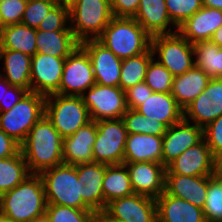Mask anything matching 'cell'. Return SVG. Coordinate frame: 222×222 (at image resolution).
<instances>
[{
	"label": "cell",
	"mask_w": 222,
	"mask_h": 222,
	"mask_svg": "<svg viewBox=\"0 0 222 222\" xmlns=\"http://www.w3.org/2000/svg\"><path fill=\"white\" fill-rule=\"evenodd\" d=\"M20 151L31 174L63 163V138L44 115L20 144Z\"/></svg>",
	"instance_id": "cell-1"
},
{
	"label": "cell",
	"mask_w": 222,
	"mask_h": 222,
	"mask_svg": "<svg viewBox=\"0 0 222 222\" xmlns=\"http://www.w3.org/2000/svg\"><path fill=\"white\" fill-rule=\"evenodd\" d=\"M46 198L43 180L31 174L19 185L0 195V214L13 222H33L45 216Z\"/></svg>",
	"instance_id": "cell-2"
},
{
	"label": "cell",
	"mask_w": 222,
	"mask_h": 222,
	"mask_svg": "<svg viewBox=\"0 0 222 222\" xmlns=\"http://www.w3.org/2000/svg\"><path fill=\"white\" fill-rule=\"evenodd\" d=\"M97 40L122 60L151 47V36L134 18L113 17Z\"/></svg>",
	"instance_id": "cell-3"
},
{
	"label": "cell",
	"mask_w": 222,
	"mask_h": 222,
	"mask_svg": "<svg viewBox=\"0 0 222 222\" xmlns=\"http://www.w3.org/2000/svg\"><path fill=\"white\" fill-rule=\"evenodd\" d=\"M39 175L43 180L47 204L90 209L83 202L84 184L78 181L76 165L62 163Z\"/></svg>",
	"instance_id": "cell-4"
},
{
	"label": "cell",
	"mask_w": 222,
	"mask_h": 222,
	"mask_svg": "<svg viewBox=\"0 0 222 222\" xmlns=\"http://www.w3.org/2000/svg\"><path fill=\"white\" fill-rule=\"evenodd\" d=\"M112 18L110 0H73L69 4L70 29L80 43L97 39Z\"/></svg>",
	"instance_id": "cell-5"
},
{
	"label": "cell",
	"mask_w": 222,
	"mask_h": 222,
	"mask_svg": "<svg viewBox=\"0 0 222 222\" xmlns=\"http://www.w3.org/2000/svg\"><path fill=\"white\" fill-rule=\"evenodd\" d=\"M45 115L62 138L73 135L91 121L81 96L52 94L46 96Z\"/></svg>",
	"instance_id": "cell-6"
},
{
	"label": "cell",
	"mask_w": 222,
	"mask_h": 222,
	"mask_svg": "<svg viewBox=\"0 0 222 222\" xmlns=\"http://www.w3.org/2000/svg\"><path fill=\"white\" fill-rule=\"evenodd\" d=\"M46 97L27 92L10 110L0 112V129L21 144L45 115Z\"/></svg>",
	"instance_id": "cell-7"
},
{
	"label": "cell",
	"mask_w": 222,
	"mask_h": 222,
	"mask_svg": "<svg viewBox=\"0 0 222 222\" xmlns=\"http://www.w3.org/2000/svg\"><path fill=\"white\" fill-rule=\"evenodd\" d=\"M151 50L154 58L174 77L186 73L195 66L193 44L178 31L151 37Z\"/></svg>",
	"instance_id": "cell-8"
},
{
	"label": "cell",
	"mask_w": 222,
	"mask_h": 222,
	"mask_svg": "<svg viewBox=\"0 0 222 222\" xmlns=\"http://www.w3.org/2000/svg\"><path fill=\"white\" fill-rule=\"evenodd\" d=\"M93 160L105 165L123 164L127 130L122 119L96 121Z\"/></svg>",
	"instance_id": "cell-9"
},
{
	"label": "cell",
	"mask_w": 222,
	"mask_h": 222,
	"mask_svg": "<svg viewBox=\"0 0 222 222\" xmlns=\"http://www.w3.org/2000/svg\"><path fill=\"white\" fill-rule=\"evenodd\" d=\"M91 120L122 119L128 110L126 94L119 86L95 83L81 95Z\"/></svg>",
	"instance_id": "cell-10"
},
{
	"label": "cell",
	"mask_w": 222,
	"mask_h": 222,
	"mask_svg": "<svg viewBox=\"0 0 222 222\" xmlns=\"http://www.w3.org/2000/svg\"><path fill=\"white\" fill-rule=\"evenodd\" d=\"M101 215L108 222H156V201L152 197L133 193L107 203Z\"/></svg>",
	"instance_id": "cell-11"
},
{
	"label": "cell",
	"mask_w": 222,
	"mask_h": 222,
	"mask_svg": "<svg viewBox=\"0 0 222 222\" xmlns=\"http://www.w3.org/2000/svg\"><path fill=\"white\" fill-rule=\"evenodd\" d=\"M95 84L93 67L88 53L79 45L66 57L59 94L81 96Z\"/></svg>",
	"instance_id": "cell-12"
},
{
	"label": "cell",
	"mask_w": 222,
	"mask_h": 222,
	"mask_svg": "<svg viewBox=\"0 0 222 222\" xmlns=\"http://www.w3.org/2000/svg\"><path fill=\"white\" fill-rule=\"evenodd\" d=\"M66 57L36 53L31 59L30 92L43 96L59 94Z\"/></svg>",
	"instance_id": "cell-13"
},
{
	"label": "cell",
	"mask_w": 222,
	"mask_h": 222,
	"mask_svg": "<svg viewBox=\"0 0 222 222\" xmlns=\"http://www.w3.org/2000/svg\"><path fill=\"white\" fill-rule=\"evenodd\" d=\"M222 115V78H210L205 90L185 109L184 119L202 128Z\"/></svg>",
	"instance_id": "cell-14"
},
{
	"label": "cell",
	"mask_w": 222,
	"mask_h": 222,
	"mask_svg": "<svg viewBox=\"0 0 222 222\" xmlns=\"http://www.w3.org/2000/svg\"><path fill=\"white\" fill-rule=\"evenodd\" d=\"M80 46L90 57L95 83L104 86L118 87L122 59L118 58L97 39L85 40L80 43Z\"/></svg>",
	"instance_id": "cell-15"
},
{
	"label": "cell",
	"mask_w": 222,
	"mask_h": 222,
	"mask_svg": "<svg viewBox=\"0 0 222 222\" xmlns=\"http://www.w3.org/2000/svg\"><path fill=\"white\" fill-rule=\"evenodd\" d=\"M214 160L212 151L203 138L173 160L166 167L165 174L212 176L214 175Z\"/></svg>",
	"instance_id": "cell-16"
},
{
	"label": "cell",
	"mask_w": 222,
	"mask_h": 222,
	"mask_svg": "<svg viewBox=\"0 0 222 222\" xmlns=\"http://www.w3.org/2000/svg\"><path fill=\"white\" fill-rule=\"evenodd\" d=\"M203 139V128L184 118L167 128L163 135L162 164L167 167L186 149Z\"/></svg>",
	"instance_id": "cell-17"
},
{
	"label": "cell",
	"mask_w": 222,
	"mask_h": 222,
	"mask_svg": "<svg viewBox=\"0 0 222 222\" xmlns=\"http://www.w3.org/2000/svg\"><path fill=\"white\" fill-rule=\"evenodd\" d=\"M126 165L134 193L157 199L165 191L166 167L157 162H133Z\"/></svg>",
	"instance_id": "cell-18"
},
{
	"label": "cell",
	"mask_w": 222,
	"mask_h": 222,
	"mask_svg": "<svg viewBox=\"0 0 222 222\" xmlns=\"http://www.w3.org/2000/svg\"><path fill=\"white\" fill-rule=\"evenodd\" d=\"M97 136L96 122L91 120L73 135L63 138V163H93L92 148Z\"/></svg>",
	"instance_id": "cell-19"
},
{
	"label": "cell",
	"mask_w": 222,
	"mask_h": 222,
	"mask_svg": "<svg viewBox=\"0 0 222 222\" xmlns=\"http://www.w3.org/2000/svg\"><path fill=\"white\" fill-rule=\"evenodd\" d=\"M208 189V176L165 174V192L203 209Z\"/></svg>",
	"instance_id": "cell-20"
},
{
	"label": "cell",
	"mask_w": 222,
	"mask_h": 222,
	"mask_svg": "<svg viewBox=\"0 0 222 222\" xmlns=\"http://www.w3.org/2000/svg\"><path fill=\"white\" fill-rule=\"evenodd\" d=\"M133 18L151 37L178 31L170 19L165 0H140Z\"/></svg>",
	"instance_id": "cell-21"
},
{
	"label": "cell",
	"mask_w": 222,
	"mask_h": 222,
	"mask_svg": "<svg viewBox=\"0 0 222 222\" xmlns=\"http://www.w3.org/2000/svg\"><path fill=\"white\" fill-rule=\"evenodd\" d=\"M222 25V10L202 7L178 27V32L191 44L211 40Z\"/></svg>",
	"instance_id": "cell-22"
},
{
	"label": "cell",
	"mask_w": 222,
	"mask_h": 222,
	"mask_svg": "<svg viewBox=\"0 0 222 222\" xmlns=\"http://www.w3.org/2000/svg\"><path fill=\"white\" fill-rule=\"evenodd\" d=\"M78 181L83 183V202L96 214L104 211V195L102 183L105 164L84 163L76 165Z\"/></svg>",
	"instance_id": "cell-23"
},
{
	"label": "cell",
	"mask_w": 222,
	"mask_h": 222,
	"mask_svg": "<svg viewBox=\"0 0 222 222\" xmlns=\"http://www.w3.org/2000/svg\"><path fill=\"white\" fill-rule=\"evenodd\" d=\"M135 110L146 118H152L167 127L184 118V110L178 105L171 93L153 92Z\"/></svg>",
	"instance_id": "cell-24"
},
{
	"label": "cell",
	"mask_w": 222,
	"mask_h": 222,
	"mask_svg": "<svg viewBox=\"0 0 222 222\" xmlns=\"http://www.w3.org/2000/svg\"><path fill=\"white\" fill-rule=\"evenodd\" d=\"M155 201L159 222H206L203 209L165 191Z\"/></svg>",
	"instance_id": "cell-25"
},
{
	"label": "cell",
	"mask_w": 222,
	"mask_h": 222,
	"mask_svg": "<svg viewBox=\"0 0 222 222\" xmlns=\"http://www.w3.org/2000/svg\"><path fill=\"white\" fill-rule=\"evenodd\" d=\"M163 136L128 134L123 163L157 162L162 164Z\"/></svg>",
	"instance_id": "cell-26"
},
{
	"label": "cell",
	"mask_w": 222,
	"mask_h": 222,
	"mask_svg": "<svg viewBox=\"0 0 222 222\" xmlns=\"http://www.w3.org/2000/svg\"><path fill=\"white\" fill-rule=\"evenodd\" d=\"M32 57L20 51L0 49L2 71L0 75L13 86H19L30 92V74Z\"/></svg>",
	"instance_id": "cell-27"
},
{
	"label": "cell",
	"mask_w": 222,
	"mask_h": 222,
	"mask_svg": "<svg viewBox=\"0 0 222 222\" xmlns=\"http://www.w3.org/2000/svg\"><path fill=\"white\" fill-rule=\"evenodd\" d=\"M209 80L210 77L202 69L194 66L186 73L173 78L171 94L184 110L205 90Z\"/></svg>",
	"instance_id": "cell-28"
},
{
	"label": "cell",
	"mask_w": 222,
	"mask_h": 222,
	"mask_svg": "<svg viewBox=\"0 0 222 222\" xmlns=\"http://www.w3.org/2000/svg\"><path fill=\"white\" fill-rule=\"evenodd\" d=\"M80 42L72 31H44L36 30L37 53L54 57H67Z\"/></svg>",
	"instance_id": "cell-29"
},
{
	"label": "cell",
	"mask_w": 222,
	"mask_h": 222,
	"mask_svg": "<svg viewBox=\"0 0 222 222\" xmlns=\"http://www.w3.org/2000/svg\"><path fill=\"white\" fill-rule=\"evenodd\" d=\"M0 49L20 51L33 57L37 53L36 29L23 23L1 27Z\"/></svg>",
	"instance_id": "cell-30"
},
{
	"label": "cell",
	"mask_w": 222,
	"mask_h": 222,
	"mask_svg": "<svg viewBox=\"0 0 222 222\" xmlns=\"http://www.w3.org/2000/svg\"><path fill=\"white\" fill-rule=\"evenodd\" d=\"M102 189L104 195V209L106 204L110 201L134 193L129 172L125 164L105 165Z\"/></svg>",
	"instance_id": "cell-31"
},
{
	"label": "cell",
	"mask_w": 222,
	"mask_h": 222,
	"mask_svg": "<svg viewBox=\"0 0 222 222\" xmlns=\"http://www.w3.org/2000/svg\"><path fill=\"white\" fill-rule=\"evenodd\" d=\"M195 66L202 69L210 78H222V47L211 40L193 44Z\"/></svg>",
	"instance_id": "cell-32"
},
{
	"label": "cell",
	"mask_w": 222,
	"mask_h": 222,
	"mask_svg": "<svg viewBox=\"0 0 222 222\" xmlns=\"http://www.w3.org/2000/svg\"><path fill=\"white\" fill-rule=\"evenodd\" d=\"M31 173L19 151L16 155L0 159V195L23 182Z\"/></svg>",
	"instance_id": "cell-33"
},
{
	"label": "cell",
	"mask_w": 222,
	"mask_h": 222,
	"mask_svg": "<svg viewBox=\"0 0 222 222\" xmlns=\"http://www.w3.org/2000/svg\"><path fill=\"white\" fill-rule=\"evenodd\" d=\"M154 58L151 47L137 56L122 60L119 87L126 91L145 80L149 62Z\"/></svg>",
	"instance_id": "cell-34"
},
{
	"label": "cell",
	"mask_w": 222,
	"mask_h": 222,
	"mask_svg": "<svg viewBox=\"0 0 222 222\" xmlns=\"http://www.w3.org/2000/svg\"><path fill=\"white\" fill-rule=\"evenodd\" d=\"M122 120L127 130V134H147L153 136H163L167 131V126L162 122L146 118L135 109H129L122 116Z\"/></svg>",
	"instance_id": "cell-35"
},
{
	"label": "cell",
	"mask_w": 222,
	"mask_h": 222,
	"mask_svg": "<svg viewBox=\"0 0 222 222\" xmlns=\"http://www.w3.org/2000/svg\"><path fill=\"white\" fill-rule=\"evenodd\" d=\"M206 222H222V177L208 176V189L203 207Z\"/></svg>",
	"instance_id": "cell-36"
},
{
	"label": "cell",
	"mask_w": 222,
	"mask_h": 222,
	"mask_svg": "<svg viewBox=\"0 0 222 222\" xmlns=\"http://www.w3.org/2000/svg\"><path fill=\"white\" fill-rule=\"evenodd\" d=\"M95 215L91 209H75L56 204H47L45 212L49 222H89Z\"/></svg>",
	"instance_id": "cell-37"
},
{
	"label": "cell",
	"mask_w": 222,
	"mask_h": 222,
	"mask_svg": "<svg viewBox=\"0 0 222 222\" xmlns=\"http://www.w3.org/2000/svg\"><path fill=\"white\" fill-rule=\"evenodd\" d=\"M174 76L153 58L148 65L144 82L153 92L171 93Z\"/></svg>",
	"instance_id": "cell-38"
},
{
	"label": "cell",
	"mask_w": 222,
	"mask_h": 222,
	"mask_svg": "<svg viewBox=\"0 0 222 222\" xmlns=\"http://www.w3.org/2000/svg\"><path fill=\"white\" fill-rule=\"evenodd\" d=\"M172 23L178 28L203 7L202 0H165Z\"/></svg>",
	"instance_id": "cell-39"
},
{
	"label": "cell",
	"mask_w": 222,
	"mask_h": 222,
	"mask_svg": "<svg viewBox=\"0 0 222 222\" xmlns=\"http://www.w3.org/2000/svg\"><path fill=\"white\" fill-rule=\"evenodd\" d=\"M36 30L72 31L70 29L69 5L63 3L55 5Z\"/></svg>",
	"instance_id": "cell-40"
},
{
	"label": "cell",
	"mask_w": 222,
	"mask_h": 222,
	"mask_svg": "<svg viewBox=\"0 0 222 222\" xmlns=\"http://www.w3.org/2000/svg\"><path fill=\"white\" fill-rule=\"evenodd\" d=\"M28 0L0 2V28L21 23Z\"/></svg>",
	"instance_id": "cell-41"
},
{
	"label": "cell",
	"mask_w": 222,
	"mask_h": 222,
	"mask_svg": "<svg viewBox=\"0 0 222 222\" xmlns=\"http://www.w3.org/2000/svg\"><path fill=\"white\" fill-rule=\"evenodd\" d=\"M55 5L57 4L40 0H28L21 23L37 29Z\"/></svg>",
	"instance_id": "cell-42"
},
{
	"label": "cell",
	"mask_w": 222,
	"mask_h": 222,
	"mask_svg": "<svg viewBox=\"0 0 222 222\" xmlns=\"http://www.w3.org/2000/svg\"><path fill=\"white\" fill-rule=\"evenodd\" d=\"M203 138L214 158L222 153V115L203 128Z\"/></svg>",
	"instance_id": "cell-43"
},
{
	"label": "cell",
	"mask_w": 222,
	"mask_h": 222,
	"mask_svg": "<svg viewBox=\"0 0 222 222\" xmlns=\"http://www.w3.org/2000/svg\"><path fill=\"white\" fill-rule=\"evenodd\" d=\"M152 93V89L144 81L130 87L125 91L127 107L136 109Z\"/></svg>",
	"instance_id": "cell-44"
},
{
	"label": "cell",
	"mask_w": 222,
	"mask_h": 222,
	"mask_svg": "<svg viewBox=\"0 0 222 222\" xmlns=\"http://www.w3.org/2000/svg\"><path fill=\"white\" fill-rule=\"evenodd\" d=\"M28 91L19 86L10 85L4 78L3 103H0V112L10 110Z\"/></svg>",
	"instance_id": "cell-45"
},
{
	"label": "cell",
	"mask_w": 222,
	"mask_h": 222,
	"mask_svg": "<svg viewBox=\"0 0 222 222\" xmlns=\"http://www.w3.org/2000/svg\"><path fill=\"white\" fill-rule=\"evenodd\" d=\"M140 0H110L113 17L133 18Z\"/></svg>",
	"instance_id": "cell-46"
},
{
	"label": "cell",
	"mask_w": 222,
	"mask_h": 222,
	"mask_svg": "<svg viewBox=\"0 0 222 222\" xmlns=\"http://www.w3.org/2000/svg\"><path fill=\"white\" fill-rule=\"evenodd\" d=\"M20 151V144L0 129V159L16 155Z\"/></svg>",
	"instance_id": "cell-47"
},
{
	"label": "cell",
	"mask_w": 222,
	"mask_h": 222,
	"mask_svg": "<svg viewBox=\"0 0 222 222\" xmlns=\"http://www.w3.org/2000/svg\"><path fill=\"white\" fill-rule=\"evenodd\" d=\"M214 174L222 177V153L218 154L214 160Z\"/></svg>",
	"instance_id": "cell-48"
},
{
	"label": "cell",
	"mask_w": 222,
	"mask_h": 222,
	"mask_svg": "<svg viewBox=\"0 0 222 222\" xmlns=\"http://www.w3.org/2000/svg\"><path fill=\"white\" fill-rule=\"evenodd\" d=\"M203 7L222 10V0H202Z\"/></svg>",
	"instance_id": "cell-49"
},
{
	"label": "cell",
	"mask_w": 222,
	"mask_h": 222,
	"mask_svg": "<svg viewBox=\"0 0 222 222\" xmlns=\"http://www.w3.org/2000/svg\"><path fill=\"white\" fill-rule=\"evenodd\" d=\"M211 41L219 47H222V25L214 32Z\"/></svg>",
	"instance_id": "cell-50"
},
{
	"label": "cell",
	"mask_w": 222,
	"mask_h": 222,
	"mask_svg": "<svg viewBox=\"0 0 222 222\" xmlns=\"http://www.w3.org/2000/svg\"><path fill=\"white\" fill-rule=\"evenodd\" d=\"M4 96V78L0 75V103H3Z\"/></svg>",
	"instance_id": "cell-51"
},
{
	"label": "cell",
	"mask_w": 222,
	"mask_h": 222,
	"mask_svg": "<svg viewBox=\"0 0 222 222\" xmlns=\"http://www.w3.org/2000/svg\"><path fill=\"white\" fill-rule=\"evenodd\" d=\"M89 222H108L101 214H96Z\"/></svg>",
	"instance_id": "cell-52"
},
{
	"label": "cell",
	"mask_w": 222,
	"mask_h": 222,
	"mask_svg": "<svg viewBox=\"0 0 222 222\" xmlns=\"http://www.w3.org/2000/svg\"><path fill=\"white\" fill-rule=\"evenodd\" d=\"M0 222H13L8 217H5L4 215L0 214Z\"/></svg>",
	"instance_id": "cell-53"
},
{
	"label": "cell",
	"mask_w": 222,
	"mask_h": 222,
	"mask_svg": "<svg viewBox=\"0 0 222 222\" xmlns=\"http://www.w3.org/2000/svg\"><path fill=\"white\" fill-rule=\"evenodd\" d=\"M33 222H49V220L44 216L42 218L34 220Z\"/></svg>",
	"instance_id": "cell-54"
},
{
	"label": "cell",
	"mask_w": 222,
	"mask_h": 222,
	"mask_svg": "<svg viewBox=\"0 0 222 222\" xmlns=\"http://www.w3.org/2000/svg\"><path fill=\"white\" fill-rule=\"evenodd\" d=\"M40 1L51 2L53 4H60L59 0H40Z\"/></svg>",
	"instance_id": "cell-55"
},
{
	"label": "cell",
	"mask_w": 222,
	"mask_h": 222,
	"mask_svg": "<svg viewBox=\"0 0 222 222\" xmlns=\"http://www.w3.org/2000/svg\"><path fill=\"white\" fill-rule=\"evenodd\" d=\"M73 0H59L60 3H63V4H70Z\"/></svg>",
	"instance_id": "cell-56"
}]
</instances>
